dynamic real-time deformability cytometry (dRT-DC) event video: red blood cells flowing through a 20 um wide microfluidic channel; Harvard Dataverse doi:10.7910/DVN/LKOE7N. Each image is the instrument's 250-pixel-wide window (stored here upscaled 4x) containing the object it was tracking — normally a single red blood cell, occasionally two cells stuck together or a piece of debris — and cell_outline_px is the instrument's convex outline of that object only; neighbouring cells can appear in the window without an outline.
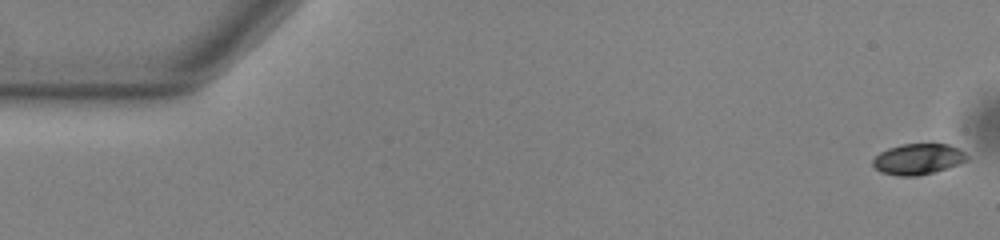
{"species": "common noctule bat (a hibernating species)", "species_latin": "Nyctalus noctula", "temperature_condition": "warm", "stored_images_in_passage": 55, "camera_frame_rate_fps": 3000, "um_per_image_px": 0.085, "animal": {"sex": "male", "body_mass_g": 13.0, "forearm_length_mm": 53.1}, "frame": {"image": 1, "passage_image": 1, "time_ms": 0.0, "image_size_px": [1000, 240], "cell_outline_px": [[968, 160], [932, 172], [916, 176], [896, 176], [880, 172], [872, 164], [872, 160], [880, 152], [888, 148], [904, 144], [948, 144], [964, 152], [968, 156]], "centroid_in_image_um": [77.99, 13.52], "position_along_channel_um": 7.0, "area_um2": 16.65}}
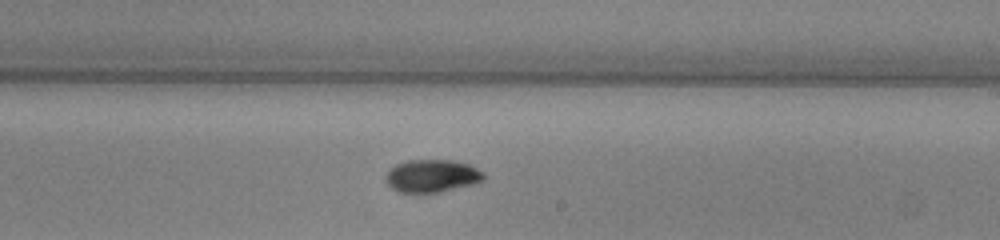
{"frame": {"image": 2, "passage_image": 32, "time_ms": 10.333, "image_size_px": [1000, 240], "cell_outline_px": [[484, 180], [472, 184], [424, 196], [396, 192], [384, 180], [384, 176], [396, 164], [408, 160], [452, 160], [468, 164], [484, 172]], "centroid_in_image_um": [36.67, 15.0], "position_along_channel_um": 252.3, "area_um2": 19.25}}
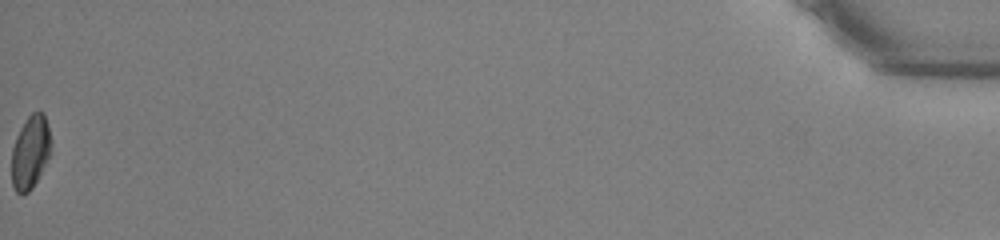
{"frame": {"image": 3, "passage_image": 55, "time_ms": 18.0, "image_size_px": [1000, 240], "cell_outline_px": [[52, 144], [48, 156], [32, 188], [28, 192], [16, 192], [12, 184], [12, 148], [16, 136], [20, 128], [28, 116], [32, 112], [44, 112], [48, 124]], "centroid_in_image_um": [2.57, 12.87], "position_along_channel_um": 432.6, "area_um2": 16.53}, "authors_computed_cell_mechanics": {"area_um2": 17.629, "velocity_mm_per_s": 3.7596, "shape_relaxation_time_tau1_ms": 2.9937, "shape_relaxation_time_tau2_ms": null, "deformation_change_tau1": 0.1145, "deformation_change_tau2": null}}